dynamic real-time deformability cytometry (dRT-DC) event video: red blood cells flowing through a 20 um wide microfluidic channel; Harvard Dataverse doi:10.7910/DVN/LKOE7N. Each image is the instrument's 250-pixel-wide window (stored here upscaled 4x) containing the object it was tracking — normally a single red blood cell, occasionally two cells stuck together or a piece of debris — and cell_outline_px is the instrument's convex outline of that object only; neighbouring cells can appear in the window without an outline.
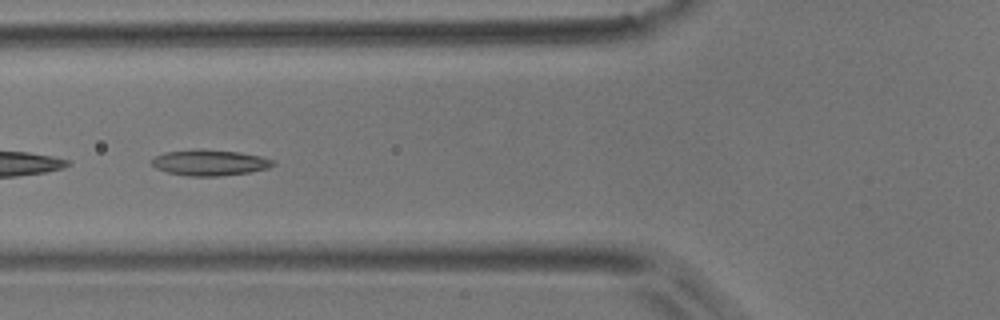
{"species": "common noctule bat (a hibernating species)", "species_latin": "Nyctalus noctula", "temperature_condition": "room temperature", "stored_images_in_passage": 9, "camera_frame_rate_fps": 3000, "um_per_image_px": 0.085, "animal": {"sex": "male", "body_mass_g": 17.9}, "frame": {"image": 1, "passage_image": 6, "time_ms": 5.667, "image_size_px": [1000, 320], "cell_outline_px": [[276, 164], [268, 168], [248, 172], [220, 176], [188, 176], [168, 172], [156, 168], [152, 164], [152, 160], [156, 156], [164, 152], [192, 148], [196, 148], [240, 152], [260, 156], [276, 160]], "centroid_in_image_um": [17.84, 13.81], "position_along_channel_um": 108.0, "area_um2": 18.44}}
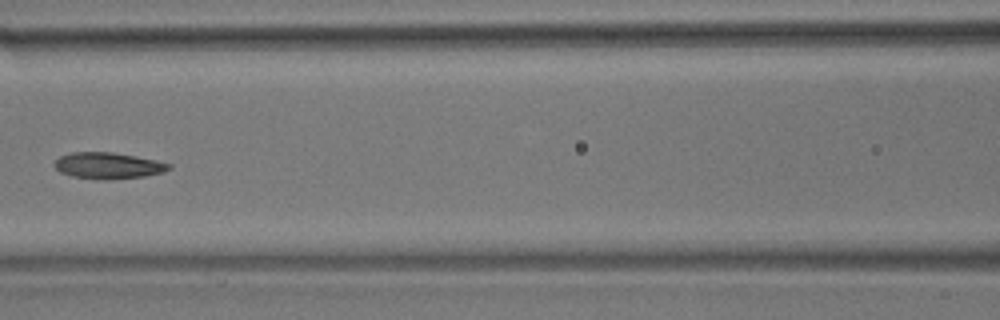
{"frame": {"image": 2, "passage_image": 7, "time_ms": 7.0, "image_size_px": [1000, 320], "cell_outline_px": [[172, 168], [164, 172], [144, 176], [108, 180], [104, 180], [72, 176], [60, 172], [52, 164], [60, 156], [72, 152], [112, 152], [136, 156], [156, 160], [172, 164]], "centroid_in_image_um": [9.2, 14.07], "position_along_channel_um": 157.4, "area_um2": 17.63}}
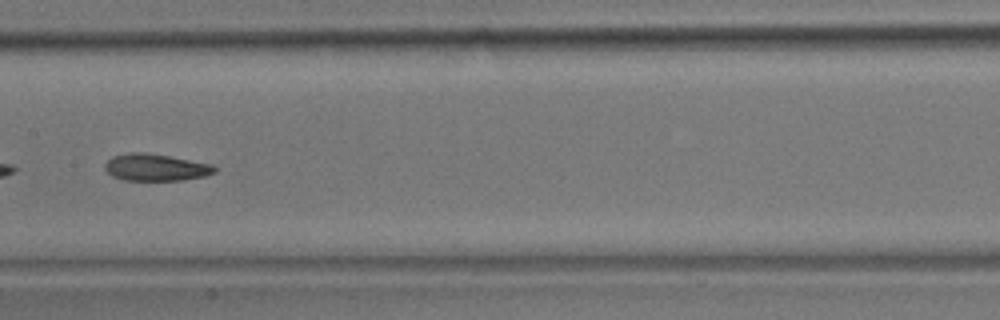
{"frame": {"image": 3, "passage_image": 8, "time_ms": 8.0, "image_size_px": [1000, 320], "cell_outline_px": [[216, 172], [204, 176], [180, 180], [124, 180], [112, 176], [104, 168], [104, 164], [112, 156], [132, 152], [144, 152], [168, 156], [212, 164], [216, 168]], "centroid_in_image_um": [13.21, 14.23], "position_along_channel_um": 194.2, "area_um2": 17.11}}